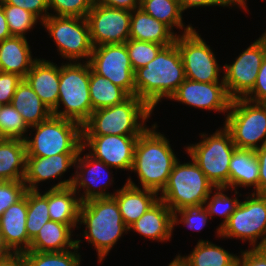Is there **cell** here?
I'll return each instance as SVG.
<instances>
[{
	"label": "cell",
	"mask_w": 266,
	"mask_h": 266,
	"mask_svg": "<svg viewBox=\"0 0 266 266\" xmlns=\"http://www.w3.org/2000/svg\"><path fill=\"white\" fill-rule=\"evenodd\" d=\"M84 151L85 148L82 147L75 159L74 167L76 168V173L74 172L69 179L62 180L51 186V188L71 186L82 203L90 199L112 197L115 192L109 193L106 190L114 182V177H111L113 172L109 173L111 167L107 166L103 161L95 159L89 153L84 154L83 157L80 156L83 155L82 152ZM81 188L83 193L80 195Z\"/></svg>",
	"instance_id": "obj_13"
},
{
	"label": "cell",
	"mask_w": 266,
	"mask_h": 266,
	"mask_svg": "<svg viewBox=\"0 0 266 266\" xmlns=\"http://www.w3.org/2000/svg\"><path fill=\"white\" fill-rule=\"evenodd\" d=\"M200 136L202 140L187 146L186 153L197 163L215 187L229 189V165L237 149L231 134L223 126L212 135L201 133Z\"/></svg>",
	"instance_id": "obj_8"
},
{
	"label": "cell",
	"mask_w": 266,
	"mask_h": 266,
	"mask_svg": "<svg viewBox=\"0 0 266 266\" xmlns=\"http://www.w3.org/2000/svg\"><path fill=\"white\" fill-rule=\"evenodd\" d=\"M229 189L258 188L259 163L254 150L236 149L229 165Z\"/></svg>",
	"instance_id": "obj_29"
},
{
	"label": "cell",
	"mask_w": 266,
	"mask_h": 266,
	"mask_svg": "<svg viewBox=\"0 0 266 266\" xmlns=\"http://www.w3.org/2000/svg\"><path fill=\"white\" fill-rule=\"evenodd\" d=\"M11 105L22 115L28 127L38 125L53 115L25 79L18 84Z\"/></svg>",
	"instance_id": "obj_28"
},
{
	"label": "cell",
	"mask_w": 266,
	"mask_h": 266,
	"mask_svg": "<svg viewBox=\"0 0 266 266\" xmlns=\"http://www.w3.org/2000/svg\"><path fill=\"white\" fill-rule=\"evenodd\" d=\"M208 220L210 216L204 206L184 207L173 212V230L174 226L183 223L187 228L199 232L206 226Z\"/></svg>",
	"instance_id": "obj_41"
},
{
	"label": "cell",
	"mask_w": 266,
	"mask_h": 266,
	"mask_svg": "<svg viewBox=\"0 0 266 266\" xmlns=\"http://www.w3.org/2000/svg\"><path fill=\"white\" fill-rule=\"evenodd\" d=\"M140 235L158 242L169 241L173 233V212L160 199L130 227Z\"/></svg>",
	"instance_id": "obj_23"
},
{
	"label": "cell",
	"mask_w": 266,
	"mask_h": 266,
	"mask_svg": "<svg viewBox=\"0 0 266 266\" xmlns=\"http://www.w3.org/2000/svg\"><path fill=\"white\" fill-rule=\"evenodd\" d=\"M126 181L112 197L118 203L123 222L129 228L159 200V194L141 189L132 181L131 176Z\"/></svg>",
	"instance_id": "obj_21"
},
{
	"label": "cell",
	"mask_w": 266,
	"mask_h": 266,
	"mask_svg": "<svg viewBox=\"0 0 266 266\" xmlns=\"http://www.w3.org/2000/svg\"><path fill=\"white\" fill-rule=\"evenodd\" d=\"M0 266H26L23 253H11L0 259Z\"/></svg>",
	"instance_id": "obj_50"
},
{
	"label": "cell",
	"mask_w": 266,
	"mask_h": 266,
	"mask_svg": "<svg viewBox=\"0 0 266 266\" xmlns=\"http://www.w3.org/2000/svg\"><path fill=\"white\" fill-rule=\"evenodd\" d=\"M34 137L25 138L26 157H51L61 153H79L83 144L82 125L52 115L38 125L29 127ZM31 138V139H30Z\"/></svg>",
	"instance_id": "obj_6"
},
{
	"label": "cell",
	"mask_w": 266,
	"mask_h": 266,
	"mask_svg": "<svg viewBox=\"0 0 266 266\" xmlns=\"http://www.w3.org/2000/svg\"><path fill=\"white\" fill-rule=\"evenodd\" d=\"M88 62L95 73L135 95L134 70L125 43L94 47Z\"/></svg>",
	"instance_id": "obj_14"
},
{
	"label": "cell",
	"mask_w": 266,
	"mask_h": 266,
	"mask_svg": "<svg viewBox=\"0 0 266 266\" xmlns=\"http://www.w3.org/2000/svg\"><path fill=\"white\" fill-rule=\"evenodd\" d=\"M185 79L181 55L174 42L134 72L135 95L154 111L161 99H170Z\"/></svg>",
	"instance_id": "obj_1"
},
{
	"label": "cell",
	"mask_w": 266,
	"mask_h": 266,
	"mask_svg": "<svg viewBox=\"0 0 266 266\" xmlns=\"http://www.w3.org/2000/svg\"><path fill=\"white\" fill-rule=\"evenodd\" d=\"M26 191L23 180L0 181V217L9 206L20 201Z\"/></svg>",
	"instance_id": "obj_42"
},
{
	"label": "cell",
	"mask_w": 266,
	"mask_h": 266,
	"mask_svg": "<svg viewBox=\"0 0 266 266\" xmlns=\"http://www.w3.org/2000/svg\"><path fill=\"white\" fill-rule=\"evenodd\" d=\"M51 221L48 211V190L43 194L39 190H27L26 229L32 240L42 226Z\"/></svg>",
	"instance_id": "obj_34"
},
{
	"label": "cell",
	"mask_w": 266,
	"mask_h": 266,
	"mask_svg": "<svg viewBox=\"0 0 266 266\" xmlns=\"http://www.w3.org/2000/svg\"><path fill=\"white\" fill-rule=\"evenodd\" d=\"M5 13L8 28L12 36L26 38V33L40 23V19L33 13L24 10L20 7L9 5L6 3H0Z\"/></svg>",
	"instance_id": "obj_38"
},
{
	"label": "cell",
	"mask_w": 266,
	"mask_h": 266,
	"mask_svg": "<svg viewBox=\"0 0 266 266\" xmlns=\"http://www.w3.org/2000/svg\"><path fill=\"white\" fill-rule=\"evenodd\" d=\"M77 155L78 153H61L51 157H26L23 182L27 190H40L39 183L63 177L71 166H75Z\"/></svg>",
	"instance_id": "obj_19"
},
{
	"label": "cell",
	"mask_w": 266,
	"mask_h": 266,
	"mask_svg": "<svg viewBox=\"0 0 266 266\" xmlns=\"http://www.w3.org/2000/svg\"><path fill=\"white\" fill-rule=\"evenodd\" d=\"M27 38L12 36L0 41V71L14 73L25 78L33 64L38 60L32 58Z\"/></svg>",
	"instance_id": "obj_24"
},
{
	"label": "cell",
	"mask_w": 266,
	"mask_h": 266,
	"mask_svg": "<svg viewBox=\"0 0 266 266\" xmlns=\"http://www.w3.org/2000/svg\"><path fill=\"white\" fill-rule=\"evenodd\" d=\"M82 61L61 63L58 103L52 110L54 116L70 119L81 125L94 111L89 92L90 64ZM61 104L64 110H60Z\"/></svg>",
	"instance_id": "obj_5"
},
{
	"label": "cell",
	"mask_w": 266,
	"mask_h": 266,
	"mask_svg": "<svg viewBox=\"0 0 266 266\" xmlns=\"http://www.w3.org/2000/svg\"><path fill=\"white\" fill-rule=\"evenodd\" d=\"M220 238L248 241L252 248L266 247V195L252 193L241 200L220 229Z\"/></svg>",
	"instance_id": "obj_10"
},
{
	"label": "cell",
	"mask_w": 266,
	"mask_h": 266,
	"mask_svg": "<svg viewBox=\"0 0 266 266\" xmlns=\"http://www.w3.org/2000/svg\"><path fill=\"white\" fill-rule=\"evenodd\" d=\"M255 154L259 163V184L253 193L266 195V144L255 150Z\"/></svg>",
	"instance_id": "obj_47"
},
{
	"label": "cell",
	"mask_w": 266,
	"mask_h": 266,
	"mask_svg": "<svg viewBox=\"0 0 266 266\" xmlns=\"http://www.w3.org/2000/svg\"><path fill=\"white\" fill-rule=\"evenodd\" d=\"M73 228L68 224L56 221L45 223L31 240L28 251L62 252L77 246V240L72 238Z\"/></svg>",
	"instance_id": "obj_27"
},
{
	"label": "cell",
	"mask_w": 266,
	"mask_h": 266,
	"mask_svg": "<svg viewBox=\"0 0 266 266\" xmlns=\"http://www.w3.org/2000/svg\"><path fill=\"white\" fill-rule=\"evenodd\" d=\"M26 155L24 140L0 138V181L23 180Z\"/></svg>",
	"instance_id": "obj_30"
},
{
	"label": "cell",
	"mask_w": 266,
	"mask_h": 266,
	"mask_svg": "<svg viewBox=\"0 0 266 266\" xmlns=\"http://www.w3.org/2000/svg\"><path fill=\"white\" fill-rule=\"evenodd\" d=\"M139 135H83L82 147L107 166L131 171L135 144Z\"/></svg>",
	"instance_id": "obj_17"
},
{
	"label": "cell",
	"mask_w": 266,
	"mask_h": 266,
	"mask_svg": "<svg viewBox=\"0 0 266 266\" xmlns=\"http://www.w3.org/2000/svg\"><path fill=\"white\" fill-rule=\"evenodd\" d=\"M179 256L188 266H236L238 256L222 247L200 239L188 256Z\"/></svg>",
	"instance_id": "obj_31"
},
{
	"label": "cell",
	"mask_w": 266,
	"mask_h": 266,
	"mask_svg": "<svg viewBox=\"0 0 266 266\" xmlns=\"http://www.w3.org/2000/svg\"><path fill=\"white\" fill-rule=\"evenodd\" d=\"M257 40L266 46V30Z\"/></svg>",
	"instance_id": "obj_55"
},
{
	"label": "cell",
	"mask_w": 266,
	"mask_h": 266,
	"mask_svg": "<svg viewBox=\"0 0 266 266\" xmlns=\"http://www.w3.org/2000/svg\"><path fill=\"white\" fill-rule=\"evenodd\" d=\"M27 191L17 203L9 206L0 217V231L5 245L12 253L29 250L31 239L26 229Z\"/></svg>",
	"instance_id": "obj_20"
},
{
	"label": "cell",
	"mask_w": 266,
	"mask_h": 266,
	"mask_svg": "<svg viewBox=\"0 0 266 266\" xmlns=\"http://www.w3.org/2000/svg\"><path fill=\"white\" fill-rule=\"evenodd\" d=\"M95 3L129 11L140 7V0H95Z\"/></svg>",
	"instance_id": "obj_49"
},
{
	"label": "cell",
	"mask_w": 266,
	"mask_h": 266,
	"mask_svg": "<svg viewBox=\"0 0 266 266\" xmlns=\"http://www.w3.org/2000/svg\"><path fill=\"white\" fill-rule=\"evenodd\" d=\"M190 162L182 163L179 159L173 166L168 182L159 196L172 212L184 207L204 206L209 194L216 187L208 180L197 163L190 157Z\"/></svg>",
	"instance_id": "obj_7"
},
{
	"label": "cell",
	"mask_w": 266,
	"mask_h": 266,
	"mask_svg": "<svg viewBox=\"0 0 266 266\" xmlns=\"http://www.w3.org/2000/svg\"><path fill=\"white\" fill-rule=\"evenodd\" d=\"M89 92L93 110L122 103L130 95L107 78L95 73L90 66Z\"/></svg>",
	"instance_id": "obj_32"
},
{
	"label": "cell",
	"mask_w": 266,
	"mask_h": 266,
	"mask_svg": "<svg viewBox=\"0 0 266 266\" xmlns=\"http://www.w3.org/2000/svg\"><path fill=\"white\" fill-rule=\"evenodd\" d=\"M170 100L178 101L191 107L228 113L232 98L224 82L202 83L185 79Z\"/></svg>",
	"instance_id": "obj_18"
},
{
	"label": "cell",
	"mask_w": 266,
	"mask_h": 266,
	"mask_svg": "<svg viewBox=\"0 0 266 266\" xmlns=\"http://www.w3.org/2000/svg\"><path fill=\"white\" fill-rule=\"evenodd\" d=\"M182 34V35H181ZM176 37V46L181 55L185 76L187 79L202 83H220V73L223 67H219L210 45H207L201 35L195 30L181 33Z\"/></svg>",
	"instance_id": "obj_12"
},
{
	"label": "cell",
	"mask_w": 266,
	"mask_h": 266,
	"mask_svg": "<svg viewBox=\"0 0 266 266\" xmlns=\"http://www.w3.org/2000/svg\"><path fill=\"white\" fill-rule=\"evenodd\" d=\"M236 266H266V247L240 251Z\"/></svg>",
	"instance_id": "obj_46"
},
{
	"label": "cell",
	"mask_w": 266,
	"mask_h": 266,
	"mask_svg": "<svg viewBox=\"0 0 266 266\" xmlns=\"http://www.w3.org/2000/svg\"><path fill=\"white\" fill-rule=\"evenodd\" d=\"M224 127L237 149L257 150L266 144V103L232 99ZM258 142H261L258 144Z\"/></svg>",
	"instance_id": "obj_9"
},
{
	"label": "cell",
	"mask_w": 266,
	"mask_h": 266,
	"mask_svg": "<svg viewBox=\"0 0 266 266\" xmlns=\"http://www.w3.org/2000/svg\"><path fill=\"white\" fill-rule=\"evenodd\" d=\"M134 72L151 62L164 47L158 43L128 39L125 43Z\"/></svg>",
	"instance_id": "obj_39"
},
{
	"label": "cell",
	"mask_w": 266,
	"mask_h": 266,
	"mask_svg": "<svg viewBox=\"0 0 266 266\" xmlns=\"http://www.w3.org/2000/svg\"><path fill=\"white\" fill-rule=\"evenodd\" d=\"M22 77L14 73H5L0 71V103L2 105L10 104Z\"/></svg>",
	"instance_id": "obj_44"
},
{
	"label": "cell",
	"mask_w": 266,
	"mask_h": 266,
	"mask_svg": "<svg viewBox=\"0 0 266 266\" xmlns=\"http://www.w3.org/2000/svg\"><path fill=\"white\" fill-rule=\"evenodd\" d=\"M79 224L85 226L82 236L96 249L99 264L105 260L123 233L129 231L113 197L95 198L81 203Z\"/></svg>",
	"instance_id": "obj_3"
},
{
	"label": "cell",
	"mask_w": 266,
	"mask_h": 266,
	"mask_svg": "<svg viewBox=\"0 0 266 266\" xmlns=\"http://www.w3.org/2000/svg\"><path fill=\"white\" fill-rule=\"evenodd\" d=\"M28 126L22 115L10 104L0 108V138L25 140ZM26 134V135H25Z\"/></svg>",
	"instance_id": "obj_37"
},
{
	"label": "cell",
	"mask_w": 266,
	"mask_h": 266,
	"mask_svg": "<svg viewBox=\"0 0 266 266\" xmlns=\"http://www.w3.org/2000/svg\"><path fill=\"white\" fill-rule=\"evenodd\" d=\"M41 24L53 38L63 59L69 62L90 60L94 46L86 18L49 15Z\"/></svg>",
	"instance_id": "obj_11"
},
{
	"label": "cell",
	"mask_w": 266,
	"mask_h": 266,
	"mask_svg": "<svg viewBox=\"0 0 266 266\" xmlns=\"http://www.w3.org/2000/svg\"><path fill=\"white\" fill-rule=\"evenodd\" d=\"M10 37H12V35H11L9 28H8V23L6 21L3 7L0 4V41H3V40L8 39Z\"/></svg>",
	"instance_id": "obj_51"
},
{
	"label": "cell",
	"mask_w": 266,
	"mask_h": 266,
	"mask_svg": "<svg viewBox=\"0 0 266 266\" xmlns=\"http://www.w3.org/2000/svg\"><path fill=\"white\" fill-rule=\"evenodd\" d=\"M177 35L140 7L131 11L130 39L158 43L165 47L174 43Z\"/></svg>",
	"instance_id": "obj_25"
},
{
	"label": "cell",
	"mask_w": 266,
	"mask_h": 266,
	"mask_svg": "<svg viewBox=\"0 0 266 266\" xmlns=\"http://www.w3.org/2000/svg\"><path fill=\"white\" fill-rule=\"evenodd\" d=\"M77 195L71 186L65 188H49L48 211L51 221L68 224L73 229L79 228V215L82 202Z\"/></svg>",
	"instance_id": "obj_26"
},
{
	"label": "cell",
	"mask_w": 266,
	"mask_h": 266,
	"mask_svg": "<svg viewBox=\"0 0 266 266\" xmlns=\"http://www.w3.org/2000/svg\"><path fill=\"white\" fill-rule=\"evenodd\" d=\"M95 4V0H48L49 10H54L50 15L74 16L86 18Z\"/></svg>",
	"instance_id": "obj_40"
},
{
	"label": "cell",
	"mask_w": 266,
	"mask_h": 266,
	"mask_svg": "<svg viewBox=\"0 0 266 266\" xmlns=\"http://www.w3.org/2000/svg\"><path fill=\"white\" fill-rule=\"evenodd\" d=\"M266 46L257 39L235 59L223 66V81L232 99L244 98L254 87Z\"/></svg>",
	"instance_id": "obj_15"
},
{
	"label": "cell",
	"mask_w": 266,
	"mask_h": 266,
	"mask_svg": "<svg viewBox=\"0 0 266 266\" xmlns=\"http://www.w3.org/2000/svg\"><path fill=\"white\" fill-rule=\"evenodd\" d=\"M150 127L136 141L131 172L138 175L142 188L160 194L178 158L169 139L156 130L158 126L153 124Z\"/></svg>",
	"instance_id": "obj_2"
},
{
	"label": "cell",
	"mask_w": 266,
	"mask_h": 266,
	"mask_svg": "<svg viewBox=\"0 0 266 266\" xmlns=\"http://www.w3.org/2000/svg\"><path fill=\"white\" fill-rule=\"evenodd\" d=\"M82 240L77 239V246L62 252L25 251L23 256L26 266H80L81 255L78 253ZM74 250V251H73Z\"/></svg>",
	"instance_id": "obj_35"
},
{
	"label": "cell",
	"mask_w": 266,
	"mask_h": 266,
	"mask_svg": "<svg viewBox=\"0 0 266 266\" xmlns=\"http://www.w3.org/2000/svg\"><path fill=\"white\" fill-rule=\"evenodd\" d=\"M140 8L150 16L167 25L172 31L174 27L183 29V34L194 28L183 23V9L178 0H140Z\"/></svg>",
	"instance_id": "obj_33"
},
{
	"label": "cell",
	"mask_w": 266,
	"mask_h": 266,
	"mask_svg": "<svg viewBox=\"0 0 266 266\" xmlns=\"http://www.w3.org/2000/svg\"><path fill=\"white\" fill-rule=\"evenodd\" d=\"M168 266H188V265L179 255H177L175 256L173 261H171L170 264H168Z\"/></svg>",
	"instance_id": "obj_54"
},
{
	"label": "cell",
	"mask_w": 266,
	"mask_h": 266,
	"mask_svg": "<svg viewBox=\"0 0 266 266\" xmlns=\"http://www.w3.org/2000/svg\"><path fill=\"white\" fill-rule=\"evenodd\" d=\"M153 110L136 95L122 103L94 110L82 125L83 135H140Z\"/></svg>",
	"instance_id": "obj_4"
},
{
	"label": "cell",
	"mask_w": 266,
	"mask_h": 266,
	"mask_svg": "<svg viewBox=\"0 0 266 266\" xmlns=\"http://www.w3.org/2000/svg\"><path fill=\"white\" fill-rule=\"evenodd\" d=\"M94 47L126 43L130 35L131 11L95 3L87 14Z\"/></svg>",
	"instance_id": "obj_16"
},
{
	"label": "cell",
	"mask_w": 266,
	"mask_h": 266,
	"mask_svg": "<svg viewBox=\"0 0 266 266\" xmlns=\"http://www.w3.org/2000/svg\"><path fill=\"white\" fill-rule=\"evenodd\" d=\"M24 79L51 111L57 106L60 66L50 60L38 58Z\"/></svg>",
	"instance_id": "obj_22"
},
{
	"label": "cell",
	"mask_w": 266,
	"mask_h": 266,
	"mask_svg": "<svg viewBox=\"0 0 266 266\" xmlns=\"http://www.w3.org/2000/svg\"><path fill=\"white\" fill-rule=\"evenodd\" d=\"M0 3H6L27 10L36 15L41 22L51 14L48 12V0H0Z\"/></svg>",
	"instance_id": "obj_43"
},
{
	"label": "cell",
	"mask_w": 266,
	"mask_h": 266,
	"mask_svg": "<svg viewBox=\"0 0 266 266\" xmlns=\"http://www.w3.org/2000/svg\"><path fill=\"white\" fill-rule=\"evenodd\" d=\"M232 6H237L240 9H243L244 11H249L247 9V0H227Z\"/></svg>",
	"instance_id": "obj_53"
},
{
	"label": "cell",
	"mask_w": 266,
	"mask_h": 266,
	"mask_svg": "<svg viewBox=\"0 0 266 266\" xmlns=\"http://www.w3.org/2000/svg\"><path fill=\"white\" fill-rule=\"evenodd\" d=\"M228 190L229 189L226 187H216L214 193L212 191L204 203V207L207 209L210 219L213 218V215L224 217L222 222L219 224V227L216 228L218 238L220 237V229L228 222L229 217L240 203V200L236 197L239 192L235 189V197L230 198L225 194Z\"/></svg>",
	"instance_id": "obj_36"
},
{
	"label": "cell",
	"mask_w": 266,
	"mask_h": 266,
	"mask_svg": "<svg viewBox=\"0 0 266 266\" xmlns=\"http://www.w3.org/2000/svg\"><path fill=\"white\" fill-rule=\"evenodd\" d=\"M244 98L256 103H266V56L261 63L254 87Z\"/></svg>",
	"instance_id": "obj_45"
},
{
	"label": "cell",
	"mask_w": 266,
	"mask_h": 266,
	"mask_svg": "<svg viewBox=\"0 0 266 266\" xmlns=\"http://www.w3.org/2000/svg\"><path fill=\"white\" fill-rule=\"evenodd\" d=\"M183 11L195 7L221 6L232 7L227 0H178Z\"/></svg>",
	"instance_id": "obj_48"
},
{
	"label": "cell",
	"mask_w": 266,
	"mask_h": 266,
	"mask_svg": "<svg viewBox=\"0 0 266 266\" xmlns=\"http://www.w3.org/2000/svg\"><path fill=\"white\" fill-rule=\"evenodd\" d=\"M12 252L7 248V246L4 243L2 233L0 231V259H3L4 257L8 256Z\"/></svg>",
	"instance_id": "obj_52"
}]
</instances>
